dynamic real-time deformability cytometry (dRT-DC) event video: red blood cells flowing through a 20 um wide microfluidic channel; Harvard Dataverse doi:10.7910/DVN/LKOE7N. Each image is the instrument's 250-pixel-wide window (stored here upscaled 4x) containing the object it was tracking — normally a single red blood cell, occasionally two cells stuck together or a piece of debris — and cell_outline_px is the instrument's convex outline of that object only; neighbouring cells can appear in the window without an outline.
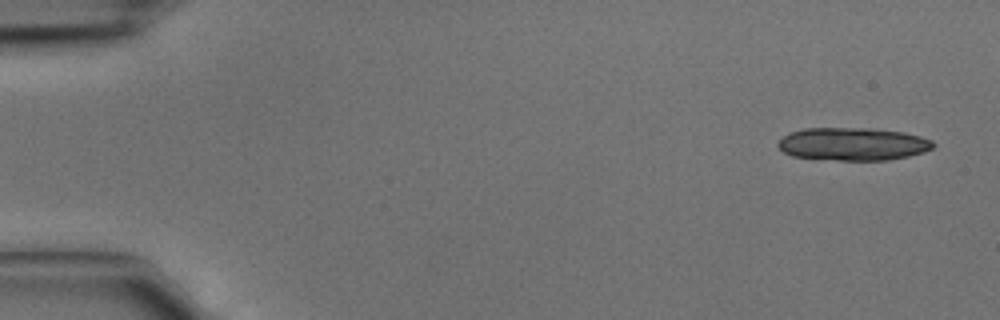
{"species": "common noctule bat (a hibernating species)", "species_latin": "Nyctalus noctula", "temperature_condition": "cold", "stored_images_in_passage": 4, "camera_frame_rate_fps": 3000, "um_per_image_px": 0.085, "animal": {"sex": "male", "body_mass_g": 15.6}, "frame": {"image": 1, "passage_image": 1, "time_ms": 0.0, "image_size_px": [1000, 320], "cell_outline_px": [[936, 144], [932, 148], [924, 152], [908, 156], [888, 160], [836, 160], [792, 156], [784, 152], [776, 144], [788, 132], [804, 128], [868, 128], [904, 132], [920, 136], [932, 140]], "centroid_in_image_um": [72.5, 12.24], "position_along_channel_um": 12.5, "area_um2": 29.77}}
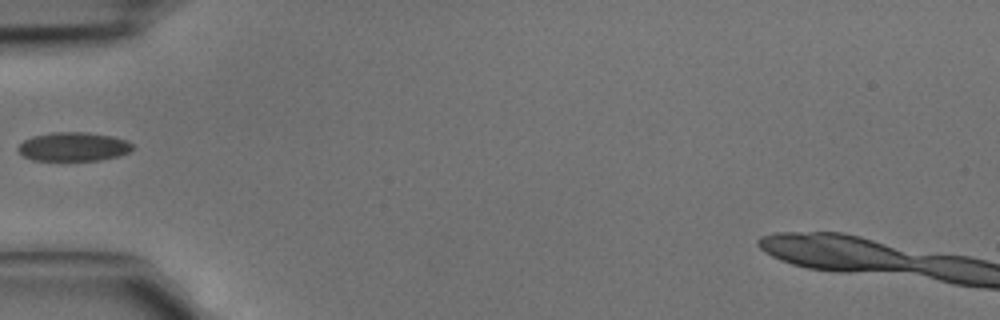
{"frame": {"image": 2, "passage_image": 4, "time_ms": 1.0, "image_size_px": [1000, 320], "cell_outline_px": [[132, 148], [128, 152], [120, 156], [100, 160], [32, 160], [24, 156], [16, 148], [24, 140], [32, 136], [52, 132], [88, 132], [112, 136], [124, 140], [132, 144]], "centroid_in_image_um": [6.22, 12.46], "position_along_channel_um": 78.8, "area_um2": 19.19}}